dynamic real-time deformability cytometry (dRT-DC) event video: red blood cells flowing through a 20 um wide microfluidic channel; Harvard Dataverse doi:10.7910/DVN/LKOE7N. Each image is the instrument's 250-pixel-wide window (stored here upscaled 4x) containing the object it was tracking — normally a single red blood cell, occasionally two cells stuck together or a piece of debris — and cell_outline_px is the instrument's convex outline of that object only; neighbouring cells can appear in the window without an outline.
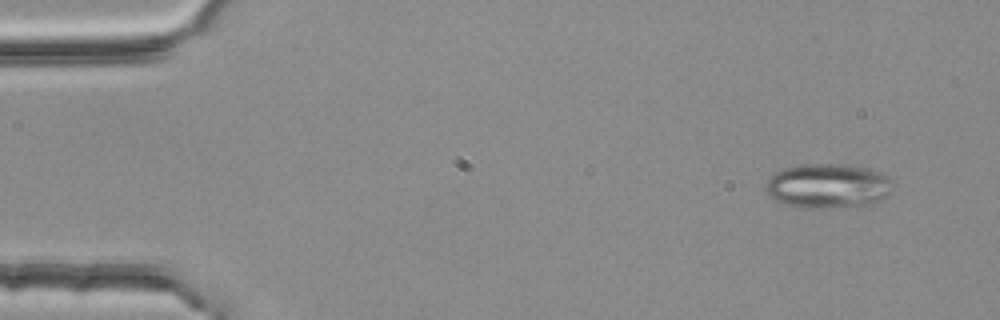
{"species": "common noctule bat (a hibernating species)", "species_latin": "Nyctalus noctula", "temperature_condition": "room temperature", "stored_images_in_passage": 51, "camera_frame_rate_fps": 3000, "um_per_image_px": 0.085, "animal": {"sex": "female", "body_mass_g": 25.1}, "frame": {"image": 1, "passage_image": 1, "time_ms": 0.0, "image_size_px": [1000, 320], "cell_outline_px": [[892, 192], [880, 200], [872, 204], [820, 208], [804, 208], [788, 204], [776, 200], [764, 188], [764, 184], [776, 172], [784, 168], [804, 164], [848, 164], [864, 168], [876, 172], [892, 180]], "centroid_in_image_um": [70.37, 15.8], "position_along_channel_um": 14.6, "area_um2": 32.6}}
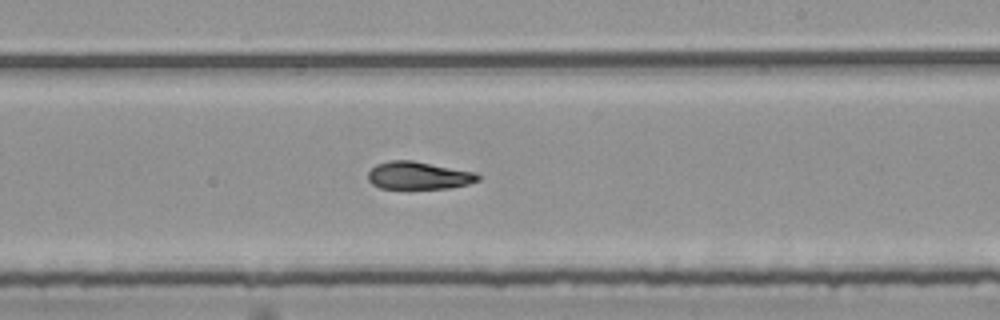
{"frame": {"image": 2, "passage_image": 29, "time_ms": 9.333, "image_size_px": [1000, 320], "cell_outline_px": [[480, 180], [468, 184], [448, 188], [380, 188], [372, 184], [368, 180], [368, 172], [376, 164], [388, 160], [412, 160], [476, 172], [480, 176]], "centroid_in_image_um": [35.58, 14.91], "position_along_channel_um": 253.4, "area_um2": 17.74}}
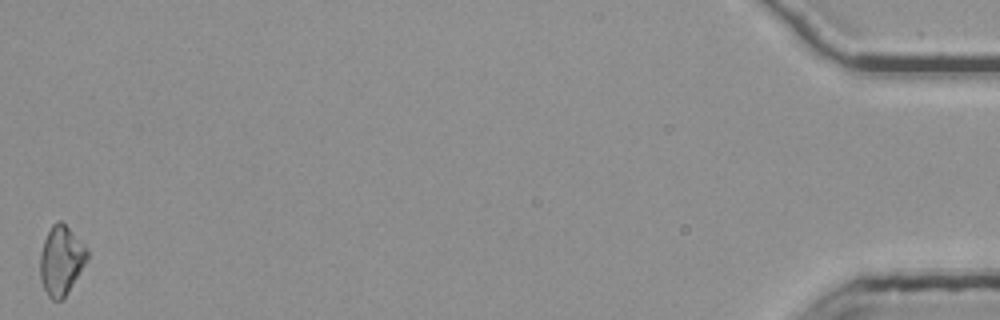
{"frame": {"image": 3, "passage_image": 51, "time_ms": 16.667, "image_size_px": [1000, 320], "cell_outline_px": [[88, 260], [68, 292], [60, 300], [52, 300], [48, 296], [40, 280], [40, 256], [44, 240], [52, 224], [56, 220], [60, 220], [88, 248]], "centroid_in_image_um": [5.2, 22.14], "position_along_channel_um": 430.0, "area_um2": 18.9}, "authors_computed_cell_mechanics": {"area_um2": 18.4382, "velocity_mm_per_s": 3.7699, "shape_relaxation_time_tau1_ms": null, "shape_relaxation_time_tau2_ms": 7.8103, "deformation_change_tau1": null, "deformation_change_tau2": 0.1326}}